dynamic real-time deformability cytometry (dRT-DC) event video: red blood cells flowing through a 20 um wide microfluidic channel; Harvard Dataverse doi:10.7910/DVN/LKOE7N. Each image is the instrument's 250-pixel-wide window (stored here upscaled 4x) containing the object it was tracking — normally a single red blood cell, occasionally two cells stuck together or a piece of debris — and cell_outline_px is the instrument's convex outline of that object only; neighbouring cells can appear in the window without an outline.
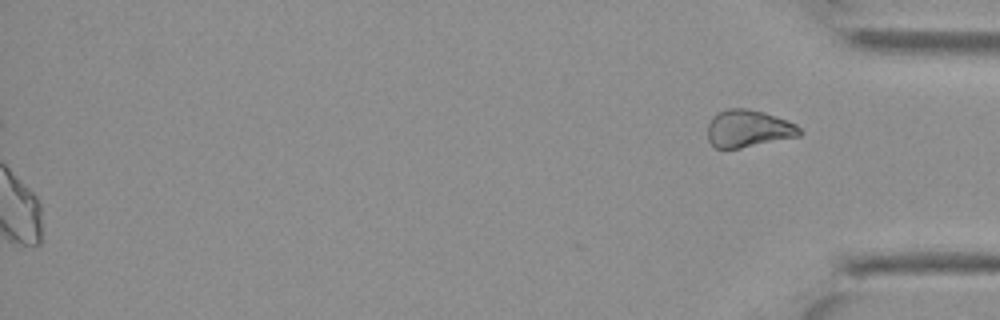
{"species": "Egyptian fruit bat (a non-hibernating species)", "species_latin": "Rousettus aegyptiacus", "temperature_condition": "cold", "stored_images_in_passage": 35, "camera_frame_rate_fps": 3000, "um_per_image_px": 0.085, "animal": {"sex": "female"}, "frame": {"image": 1, "passage_image": 35, "time_ms": 11.333, "image_size_px": [1000, 320], "cell_outline_px": [[804, 132], [800, 136], [740, 148], [716, 148], [708, 140], [708, 124], [712, 116], [728, 108], [748, 108], [764, 112], [796, 124]], "centroid_in_image_um": [63.62, 10.93], "position_along_channel_um": 371.6, "area_um2": 20.0}}